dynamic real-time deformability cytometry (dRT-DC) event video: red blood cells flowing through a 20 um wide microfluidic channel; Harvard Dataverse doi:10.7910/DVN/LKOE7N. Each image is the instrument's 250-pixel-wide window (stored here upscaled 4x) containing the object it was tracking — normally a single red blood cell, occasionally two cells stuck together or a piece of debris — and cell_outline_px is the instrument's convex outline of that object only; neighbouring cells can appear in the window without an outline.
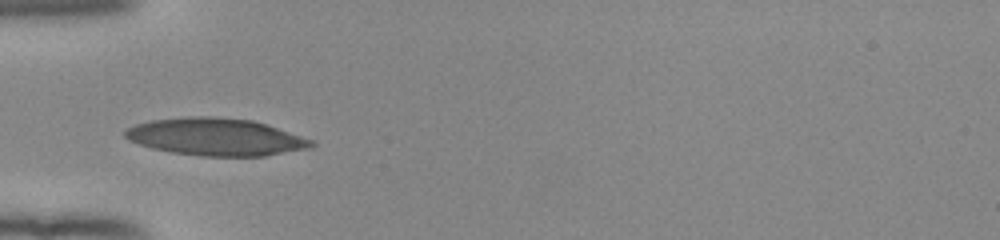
{"species": "human", "species_latin": "Homo sapiens", "temperature_condition": "room temperature", "stored_images_in_passage": 30, "camera_frame_rate_fps": 3000, "um_per_image_px": 0.085, "donor": {"sex": "female"}, "frame": {"image": 1, "passage_image": 1, "time_ms": 0.0, "image_size_px": [1000, 240], "cell_outline_px": [[316, 144], [312, 148], [264, 156], [200, 156], [172, 152], [152, 148], [128, 140], [124, 136], [124, 132], [128, 128], [136, 124], [152, 120], [188, 116], [212, 116], [252, 120], [268, 124], [312, 140]], "centroid_in_image_um": [18.36, 11.63], "position_along_channel_um": 66.6, "area_um2": 40.63}}
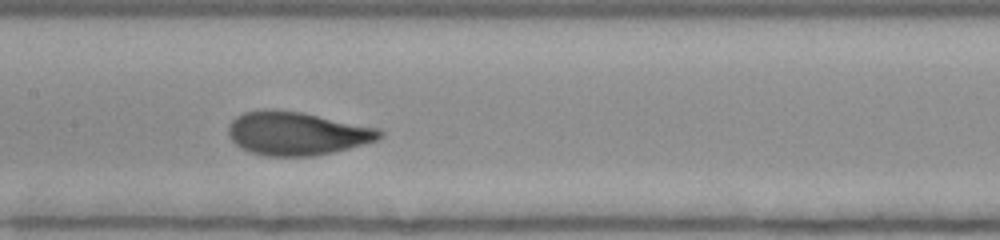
{"frame": {"image": 2, "passage_image": 10, "time_ms": 3.0, "image_size_px": [1000, 240], "cell_outline_px": [[384, 136], [376, 140], [364, 144], [332, 152], [312, 156], [264, 156], [248, 152], [240, 148], [228, 136], [228, 124], [236, 116], [244, 112], [264, 108], [268, 108], [300, 112], [380, 128], [384, 132]], "centroid_in_image_um": [25.2, 11.33], "position_along_channel_um": 182.2, "area_um2": 38.55}}
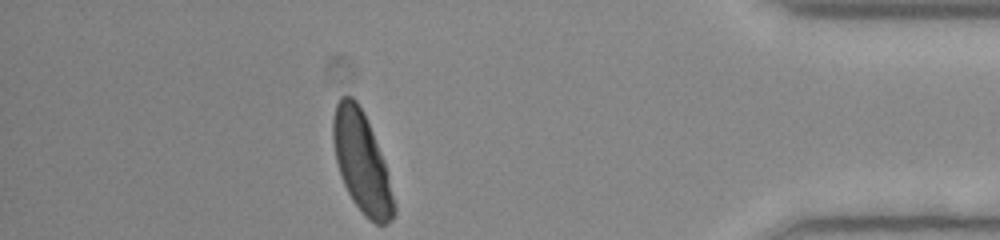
{"frame": {"image": 3, "passage_image": 30, "time_ms": 9.667, "image_size_px": [1000, 240], "cell_outline_px": [[396, 212], [392, 220], [388, 224], [376, 224], [364, 216], [352, 200], [340, 176], [336, 160], [332, 140], [332, 120], [336, 104], [340, 96], [352, 96], [356, 100], [364, 112], [380, 152], [388, 176], [396, 204]], "centroid_in_image_um": [30.73, 13.81], "position_along_channel_um": 404.5, "area_um2": 35.55}, "authors_computed_cell_mechanics": {"area_um2": 37.5411, "velocity_mm_per_s": 3.9119, "shape_relaxation_time_tau1_ms": 3.8352, "shape_relaxation_time_tau2_ms": null, "deformation_change_tau1": 0.1832, "deformation_change_tau2": null}}